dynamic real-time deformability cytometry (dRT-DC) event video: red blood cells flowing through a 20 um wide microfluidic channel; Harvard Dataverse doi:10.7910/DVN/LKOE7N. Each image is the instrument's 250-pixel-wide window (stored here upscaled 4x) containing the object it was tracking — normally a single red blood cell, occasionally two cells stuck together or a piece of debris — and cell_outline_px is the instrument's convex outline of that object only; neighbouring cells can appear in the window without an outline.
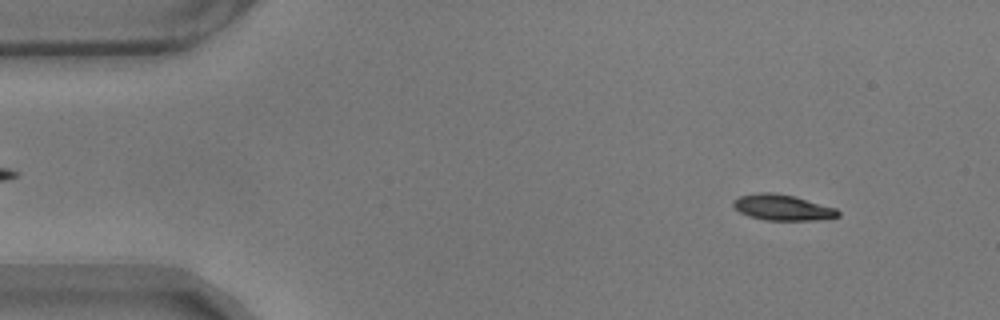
{"species": "common noctule bat (a hibernating species)", "species_latin": "Nyctalus noctula", "temperature_condition": "warm", "stored_images_in_passage": 53, "camera_frame_rate_fps": 3000, "um_per_image_px": 0.085, "animal": {"sex": "male", "body_mass_g": 17.9}, "frame": {"image": 1, "passage_image": 2, "time_ms": 0.333, "image_size_px": [1000, 320], "cell_outline_px": [[840, 216], [820, 220], [764, 220], [748, 216], [740, 212], [732, 204], [732, 200], [740, 196], [760, 192], [772, 192], [796, 196], [836, 208], [840, 212]], "centroid_in_image_um": [66.52, 17.63], "position_along_channel_um": 18.5, "area_um2": 15.9}}
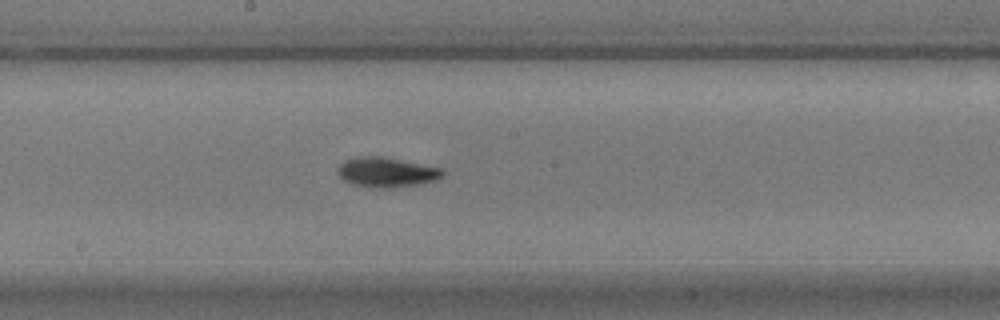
{"frame": {"image": 2, "passage_image": 26, "time_ms": 8.333, "image_size_px": [1000, 320], "cell_outline_px": [[444, 176], [436, 180], [420, 184], [392, 188], [380, 188], [352, 184], [344, 180], [336, 172], [340, 164], [344, 160], [356, 156], [380, 156], [444, 168]], "centroid_in_image_um": [32.87, 14.63], "position_along_channel_um": 215.3, "area_um2": 18.38}}
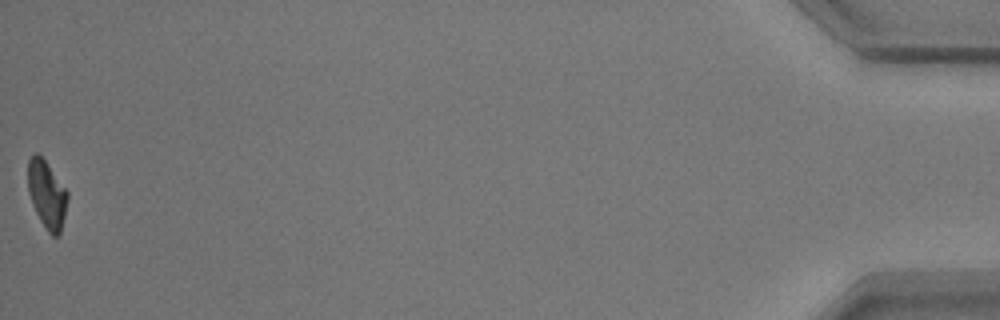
{"frame": {"image": 3, "passage_image": 53, "time_ms": 17.333, "image_size_px": [1000, 320], "cell_outline_px": [[68, 200], [60, 232], [56, 236], [52, 236], [48, 232], [40, 220], [32, 204], [28, 192], [28, 160], [36, 152], [44, 160], [68, 192]], "centroid_in_image_um": [3.97, 16.54], "position_along_channel_um": 431.2, "area_um2": 15.32}, "authors_computed_cell_mechanics": {"area_um2": 16.2996, "velocity_mm_per_s": 3.5171, "shape_relaxation_time_tau1_ms": 2.3899, "shape_relaxation_time_tau2_ms": 3.2899, "deformation_change_tau1": 0.1674, "deformation_change_tau2": 0.0944}}